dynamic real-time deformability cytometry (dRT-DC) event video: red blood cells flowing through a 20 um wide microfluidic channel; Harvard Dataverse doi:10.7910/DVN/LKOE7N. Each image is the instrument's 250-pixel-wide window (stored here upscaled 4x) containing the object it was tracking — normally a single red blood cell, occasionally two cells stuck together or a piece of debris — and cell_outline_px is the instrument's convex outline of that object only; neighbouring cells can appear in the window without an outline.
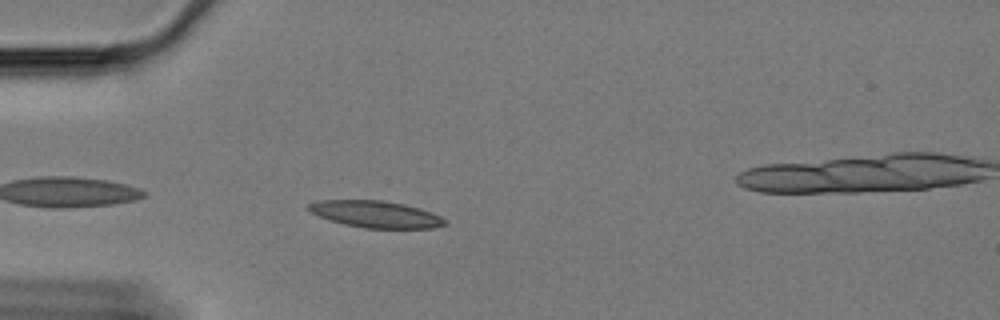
{"species": "Egyptian fruit bat (a non-hibernating species)", "species_latin": "Rousettus aegyptiacus", "temperature_condition": "cold", "stored_images_in_passage": 47, "camera_frame_rate_fps": 3000, "um_per_image_px": 0.085, "animal": {"sex": "female"}, "frame": {"image": 1, "passage_image": 3, "time_ms": 0.667, "image_size_px": [1000, 320], "cell_outline_px": [[448, 224], [432, 228], [364, 228], [344, 224], [320, 216], [304, 208], [308, 204], [320, 200], [384, 200], [404, 204], [420, 208], [432, 212], [448, 220]], "centroid_in_image_um": [31.97, 18.2], "position_along_channel_um": 53.0, "area_um2": 21.33}}
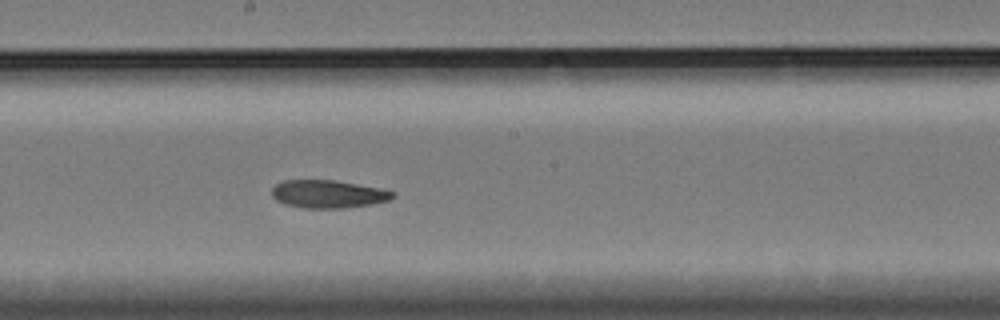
{"frame": {"image": 2, "passage_image": 19, "time_ms": 6.0, "image_size_px": [1000, 320], "cell_outline_px": [[396, 196], [388, 200], [372, 204], [348, 208], [304, 208], [284, 204], [276, 200], [272, 196], [272, 188], [276, 184], [284, 180], [332, 180], [380, 188], [396, 192]], "centroid_in_image_um": [27.89, 16.5], "position_along_channel_um": 220.3, "area_um2": 19.71}}
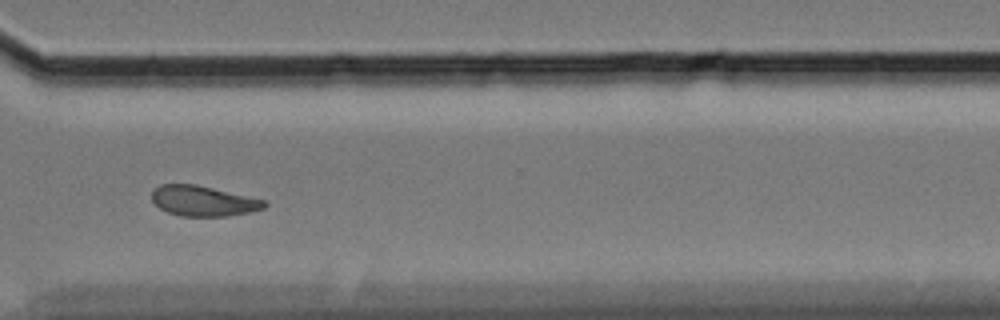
{"frame": {"image": 3, "passage_image": 31, "time_ms": 10.0, "image_size_px": [1000, 320], "cell_outline_px": [[268, 204], [264, 208], [252, 212], [228, 216], [180, 216], [168, 212], [160, 208], [152, 200], [152, 192], [160, 184], [196, 184], [268, 200]], "centroid_in_image_um": [17.33, 17.08], "position_along_channel_um": 353.3, "area_um2": 20.06}, "authors_computed_cell_mechanics": {"area_um2": 20.4034, "velocity_mm_per_s": 3.3179, "shape_relaxation_time_tau1_ms": 9.3302, "shape_relaxation_time_tau2_ms": 4.745, "deformation_change_tau1": 0.1812, "deformation_change_tau2": 0.1157}}